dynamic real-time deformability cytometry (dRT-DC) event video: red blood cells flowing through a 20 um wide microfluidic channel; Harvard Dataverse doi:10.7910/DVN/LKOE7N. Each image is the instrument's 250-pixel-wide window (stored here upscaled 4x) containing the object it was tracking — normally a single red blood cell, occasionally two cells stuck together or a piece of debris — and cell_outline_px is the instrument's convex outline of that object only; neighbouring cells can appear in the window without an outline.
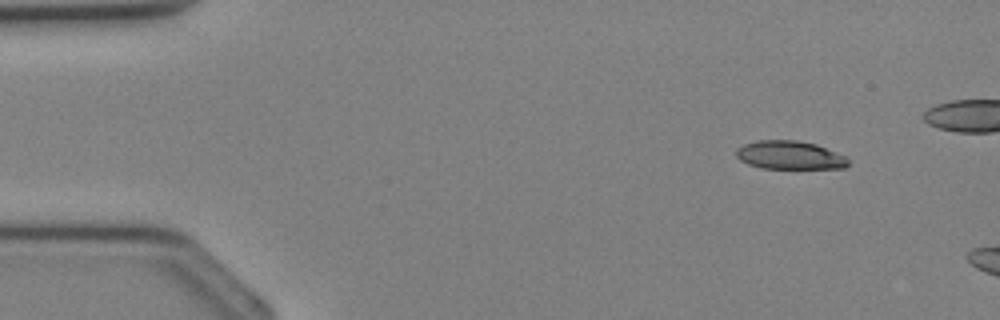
{"species": "Egyptian fruit bat (a non-hibernating species)", "species_latin": "Rousettus aegyptiacus", "temperature_condition": "cold", "stored_images_in_passage": 7, "camera_frame_rate_fps": 3000, "um_per_image_px": 0.085, "animal": {"sex": "female"}, "frame": {"image": 1, "passage_image": 3, "time_ms": 0.667, "image_size_px": [1000, 320], "cell_outline_px": [[848, 164], [844, 168], [760, 168], [748, 164], [740, 160], [736, 156], [736, 148], [744, 144], [756, 140], [796, 140], [816, 144], [844, 156], [848, 160]], "centroid_in_image_um": [67.07, 13.18], "position_along_channel_um": 17.9, "area_um2": 18.44}}